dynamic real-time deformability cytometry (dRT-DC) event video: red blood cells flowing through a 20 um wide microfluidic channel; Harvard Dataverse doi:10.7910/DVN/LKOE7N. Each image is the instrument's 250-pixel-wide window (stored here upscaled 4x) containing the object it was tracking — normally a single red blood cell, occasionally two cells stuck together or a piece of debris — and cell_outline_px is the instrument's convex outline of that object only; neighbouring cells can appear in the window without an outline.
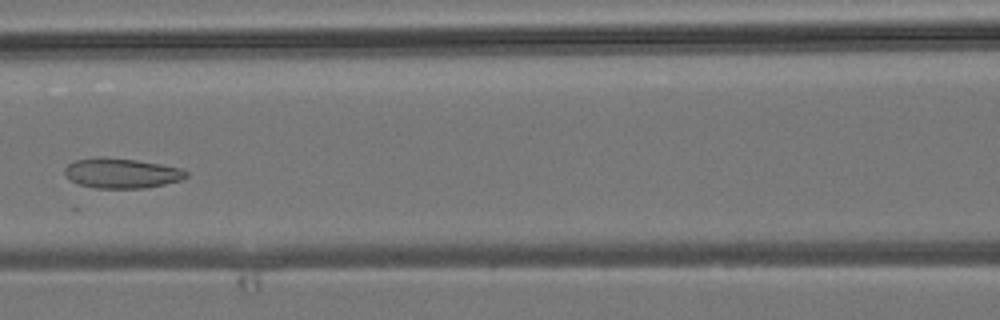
{"species": "common noctule bat (a hibernating species)", "species_latin": "Nyctalus noctula", "temperature_condition": "room temperature", "stored_images_in_passage": 5, "camera_frame_rate_fps": 3000, "um_per_image_px": 0.085, "animal": {"sex": "male", "body_mass_g": 19.2, "forearm_length_mm": 51.8}, "frame": {"image": 1, "passage_image": 5, "time_ms": 5.667, "image_size_px": [1000, 320], "cell_outline_px": [[188, 176], [180, 180], [164, 184], [144, 188], [96, 188], [80, 184], [72, 180], [64, 172], [64, 168], [72, 160], [96, 156], [104, 156], [136, 160], [160, 164], [180, 168], [188, 172]], "centroid_in_image_um": [10.31, 14.7], "position_along_channel_um": 156.3, "area_um2": 21.27}}